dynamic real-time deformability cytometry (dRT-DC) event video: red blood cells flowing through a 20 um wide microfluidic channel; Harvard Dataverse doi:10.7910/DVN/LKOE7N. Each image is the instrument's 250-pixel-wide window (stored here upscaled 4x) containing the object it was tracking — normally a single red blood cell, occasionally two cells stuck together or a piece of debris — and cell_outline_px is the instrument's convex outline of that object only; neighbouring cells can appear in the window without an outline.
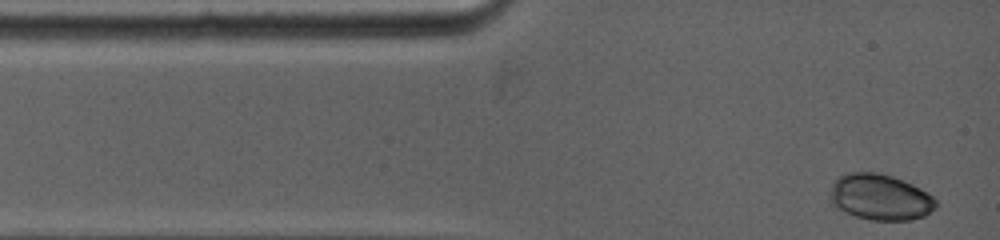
{"species": "common noctule bat (a hibernating species)", "species_latin": "Nyctalus noctula", "temperature_condition": "warm", "stored_images_in_passage": 11, "camera_frame_rate_fps": 5000, "um_per_image_px": 0.085, "animal": {"sex": "female", "body_mass_g": 19.0, "forearm_length_mm": 53.3}, "frame": {"image": 1, "passage_image": 1, "time_ms": 0.0, "image_size_px": [1000, 240], "cell_outline_px": [[940, 204], [936, 208], [924, 216], [912, 220], [872, 220], [856, 216], [844, 212], [828, 204], [828, 196], [832, 184], [836, 176], [848, 172], [876, 172], [892, 176], [912, 184], [928, 192]], "centroid_in_image_um": [74.77, 16.76], "position_along_channel_um": 10.2, "area_um2": 29.02}}
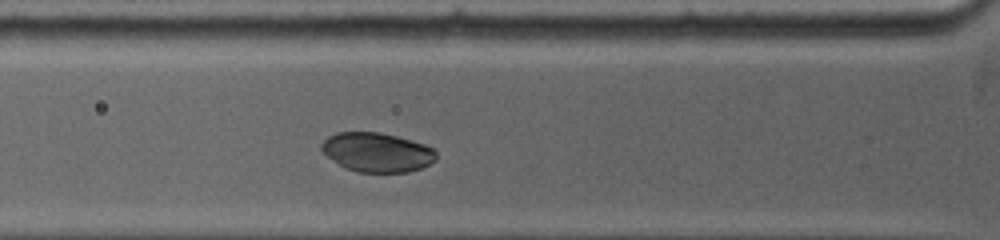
{"frame": {"image": 2, "passage_image": 8, "time_ms": 3.2, "image_size_px": [1000, 240], "cell_outline_px": [[436, 160], [420, 168], [408, 172], [356, 172], [340, 164], [328, 156], [320, 148], [320, 144], [328, 136], [336, 132], [380, 132], [396, 136], [424, 144], [432, 148], [436, 152]], "centroid_in_image_um": [32.04, 12.93], "position_along_channel_um": 93.8, "area_um2": 26.01}}
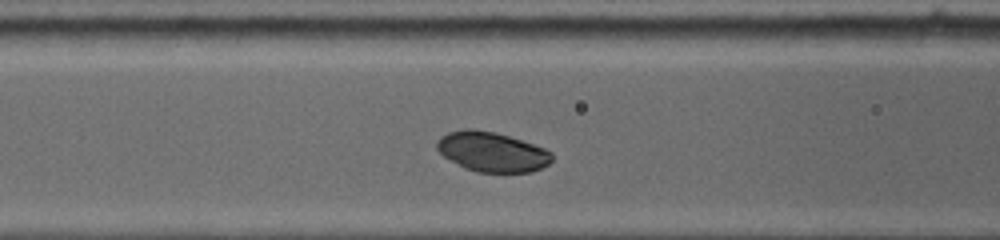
{"frame": {"image": 3, "passage_image": 10, "time_ms": 4.0, "image_size_px": [1000, 240], "cell_outline_px": [[552, 160], [548, 164], [532, 172], [476, 172], [464, 168], [444, 156], [436, 148], [436, 140], [440, 136], [448, 132], [464, 128], [472, 128], [496, 132], [544, 148], [552, 152]], "centroid_in_image_um": [41.78, 12.89], "position_along_channel_um": 124.8, "area_um2": 26.7}}